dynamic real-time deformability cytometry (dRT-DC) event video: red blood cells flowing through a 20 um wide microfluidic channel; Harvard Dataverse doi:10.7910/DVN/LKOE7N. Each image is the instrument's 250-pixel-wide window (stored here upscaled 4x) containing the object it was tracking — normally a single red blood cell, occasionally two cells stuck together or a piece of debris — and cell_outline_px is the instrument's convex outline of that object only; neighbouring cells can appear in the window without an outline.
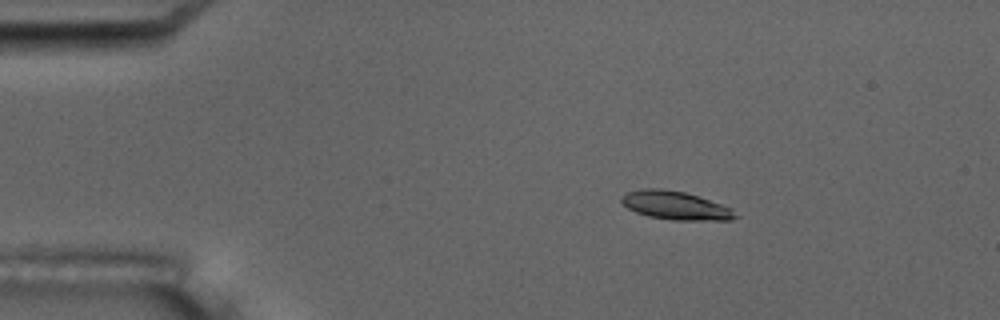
{"species": "common noctule bat (a hibernating species)", "species_latin": "Nyctalus noctula", "temperature_condition": "room temperature", "stored_images_in_passage": 1, "camera_frame_rate_fps": 3000, "um_per_image_px": 0.085, "animal": {"sex": "male", "body_mass_g": 17.5, "forearm_length_mm": 52.3}, "frame": {"image": 1, "passage_image": 1, "time_ms": 0.0, "image_size_px": [1000, 320], "cell_outline_px": [[740, 216], [732, 220], [672, 220], [648, 216], [636, 212], [628, 208], [620, 200], [628, 192], [644, 188], [660, 188], [684, 192], [732, 208]], "centroid_in_image_um": [57.45, 17.48], "position_along_channel_um": 27.5, "area_um2": 18.67}}